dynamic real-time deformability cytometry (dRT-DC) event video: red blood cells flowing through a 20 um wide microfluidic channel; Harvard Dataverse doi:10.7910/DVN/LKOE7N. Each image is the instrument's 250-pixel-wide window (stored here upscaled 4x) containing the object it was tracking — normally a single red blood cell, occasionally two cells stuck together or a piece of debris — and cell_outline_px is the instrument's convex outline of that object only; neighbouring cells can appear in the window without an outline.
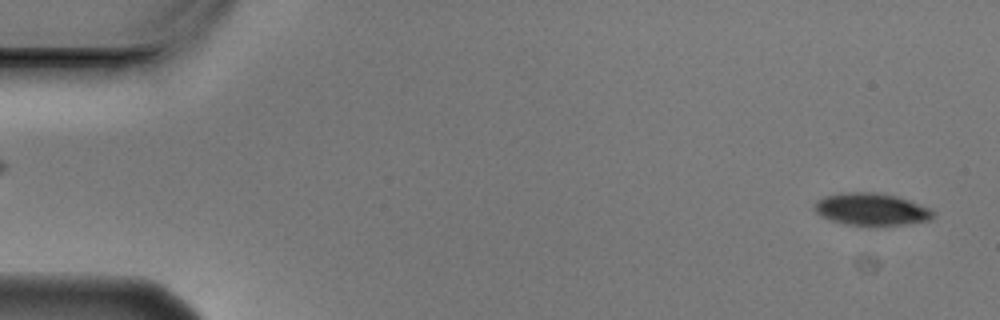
{"species": "Egyptian fruit bat (a non-hibernating species)", "species_latin": "Rousettus aegyptiacus", "temperature_condition": "cold", "stored_images_in_passage": 5, "camera_frame_rate_fps": 3000, "um_per_image_px": 0.085, "animal": {"sex": "male"}, "frame": {"image": 1, "passage_image": 1, "time_ms": 0.0, "image_size_px": [1000, 320], "cell_outline_px": [[936, 212], [928, 220], [904, 224], [868, 228], [844, 224], [820, 216], [816, 212], [816, 204], [824, 196], [840, 192], [876, 192], [896, 196], [932, 208]], "centroid_in_image_um": [74.09, 17.81], "position_along_channel_um": 10.9, "area_um2": 22.72}}
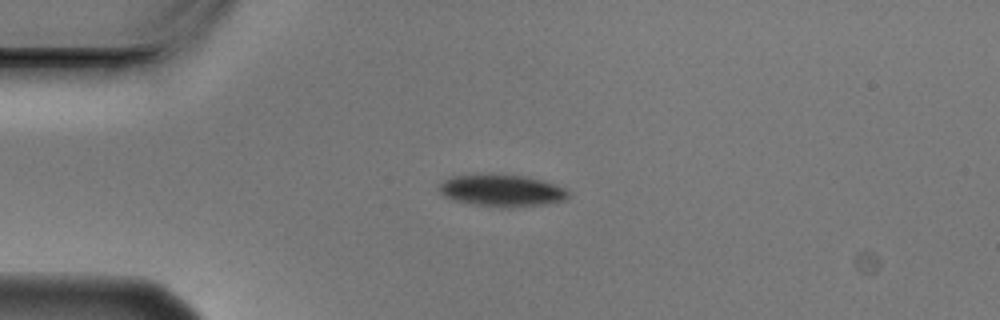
{"frame": {"image": 2, "passage_image": 4, "time_ms": 1.0, "image_size_px": [1000, 320], "cell_outline_px": [[568, 196], [564, 200], [544, 204], [508, 208], [504, 208], [476, 204], [456, 200], [444, 196], [440, 192], [440, 184], [444, 180], [452, 176], [528, 176], [544, 180], [556, 184], [564, 188], [568, 192]], "centroid_in_image_um": [42.71, 16.22], "position_along_channel_um": 42.3, "area_um2": 23.35}}